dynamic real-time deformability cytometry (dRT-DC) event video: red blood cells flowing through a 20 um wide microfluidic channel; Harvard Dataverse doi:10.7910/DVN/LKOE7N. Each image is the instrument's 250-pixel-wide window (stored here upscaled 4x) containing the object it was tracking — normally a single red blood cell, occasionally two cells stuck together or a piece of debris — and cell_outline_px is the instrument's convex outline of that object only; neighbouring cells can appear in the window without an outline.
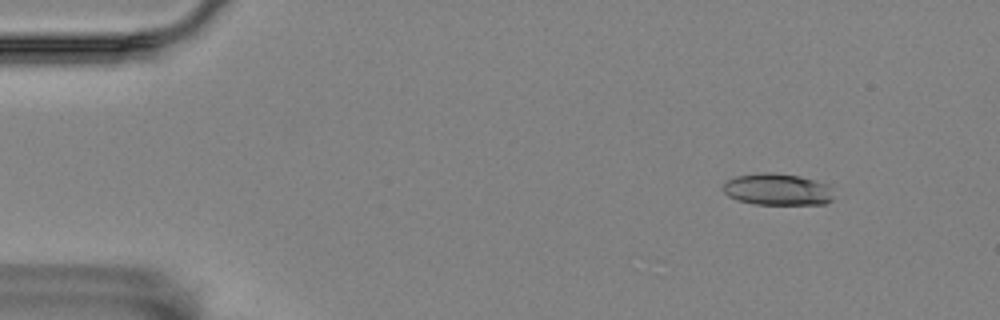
{"species": "Egyptian fruit bat (a non-hibernating species)", "species_latin": "Rousettus aegyptiacus", "temperature_condition": "room temperature", "stored_images_in_passage": 58, "camera_frame_rate_fps": 3000, "um_per_image_px": 0.085, "animal": {"sex": "female"}, "frame": {"image": 1, "passage_image": 7, "time_ms": 2.0, "image_size_px": [1000, 320], "cell_outline_px": [[832, 200], [824, 204], [752, 204], [736, 200], [728, 196], [724, 192], [724, 184], [728, 180], [736, 176], [760, 172], [772, 172], [800, 176], [816, 180], [824, 184], [828, 188], [832, 196]], "centroid_in_image_um": [66.03, 16.1], "position_along_channel_um": 19.0, "area_um2": 20.35}}
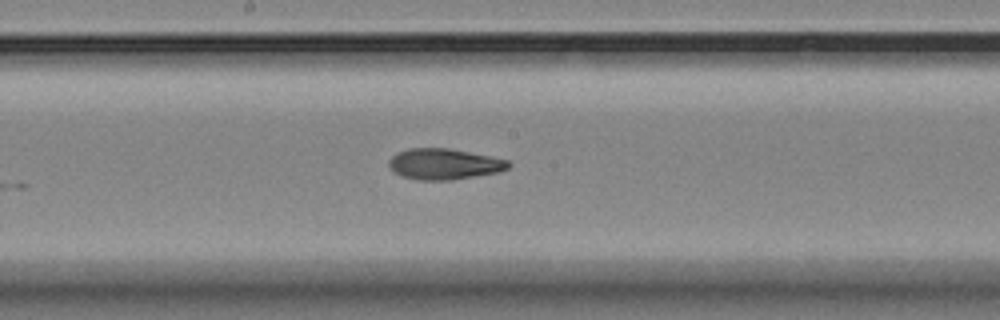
{"frame": {"image": 2, "passage_image": 31, "time_ms": 10.0, "image_size_px": [1000, 320], "cell_outline_px": [[512, 164], [508, 168], [496, 172], [452, 180], [416, 180], [404, 176], [396, 172], [388, 164], [388, 160], [392, 156], [408, 148], [448, 148], [492, 156], [508, 160]], "centroid_in_image_um": [37.77, 13.93], "position_along_channel_um": 210.4, "area_um2": 21.33}}
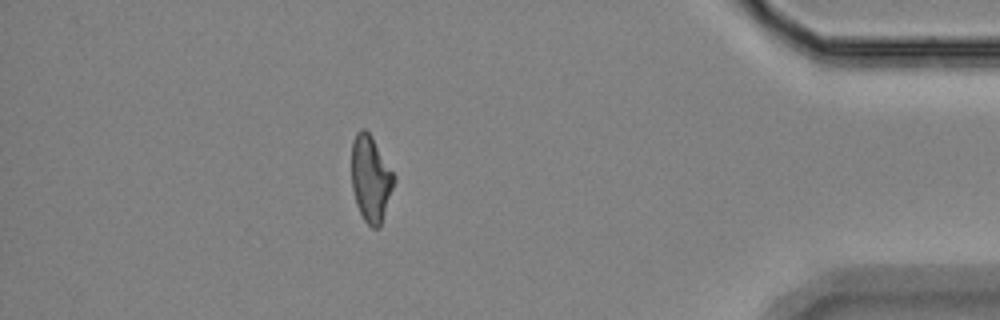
{"frame": {"image": 3, "passage_image": 51, "time_ms": 16.667, "image_size_px": [1000, 320], "cell_outline_px": [[396, 180], [380, 228], [372, 228], [364, 220], [356, 204], [352, 188], [352, 140], [356, 132], [360, 128], [364, 128], [372, 136], [396, 176]], "centroid_in_image_um": [31.52, 15.18], "position_along_channel_um": 403.7, "area_um2": 21.56}, "authors_computed_cell_mechanics": {"area_um2": 21.4438, "velocity_mm_per_s": 3.5116, "shape_relaxation_time_tau1_ms": 8.4748, "shape_relaxation_time_tau2_ms": 3.1924, "deformation_change_tau1": 0.2022, "deformation_change_tau2": 0.1059}}